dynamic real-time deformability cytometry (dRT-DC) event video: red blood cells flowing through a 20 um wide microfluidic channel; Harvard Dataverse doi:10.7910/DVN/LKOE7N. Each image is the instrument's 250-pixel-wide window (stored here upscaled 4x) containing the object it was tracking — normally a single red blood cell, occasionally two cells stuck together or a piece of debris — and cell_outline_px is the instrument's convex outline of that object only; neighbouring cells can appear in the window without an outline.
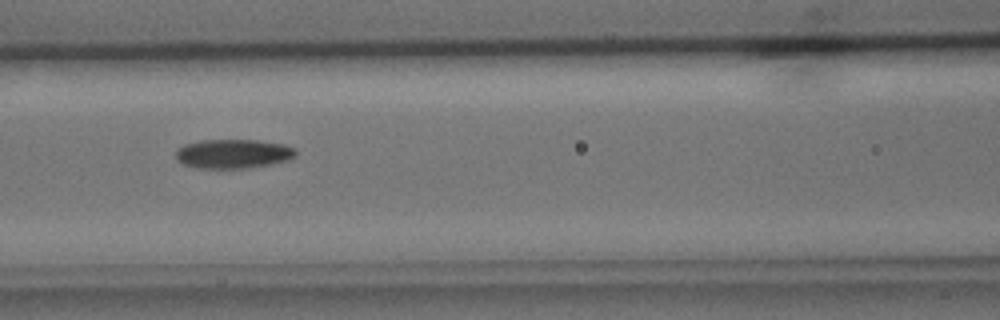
{"species": "common noctule bat (a hibernating species)", "species_latin": "Nyctalus noctula", "temperature_condition": "cold", "stored_images_in_passage": 5, "camera_frame_rate_fps": 3000, "um_per_image_px": 0.085, "animal": {"sex": "male", "body_mass_g": 15.6}, "frame": {"image": 1, "passage_image": 3, "time_ms": 2.333, "image_size_px": [1000, 320], "cell_outline_px": [[296, 156], [288, 160], [272, 164], [248, 168], [196, 168], [184, 164], [176, 160], [176, 152], [184, 144], [200, 140], [256, 140], [284, 144], [296, 148]], "centroid_in_image_um": [19.84, 13.07], "position_along_channel_um": 146.8, "area_um2": 20.52}}
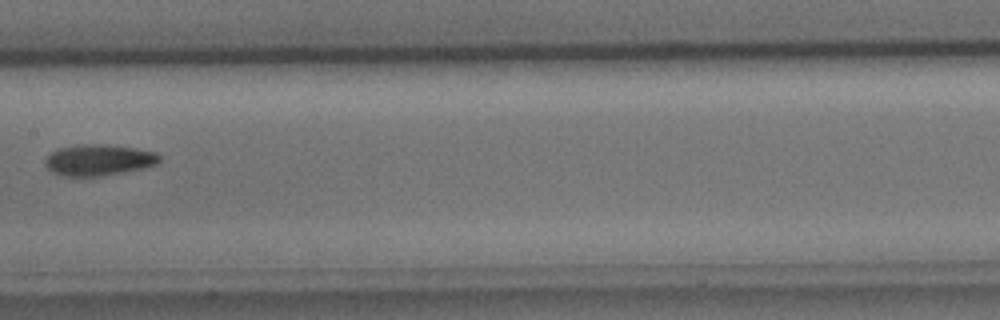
{"frame": {"image": 2, "passage_image": 4, "time_ms": 3.667, "image_size_px": [1000, 320], "cell_outline_px": [[160, 160], [156, 164], [144, 168], [100, 176], [64, 176], [52, 172], [44, 164], [44, 160], [56, 148], [80, 144], [108, 144], [136, 148], [156, 152], [160, 156]], "centroid_in_image_um": [8.38, 13.59], "position_along_channel_um": 199.0, "area_um2": 20.87}}
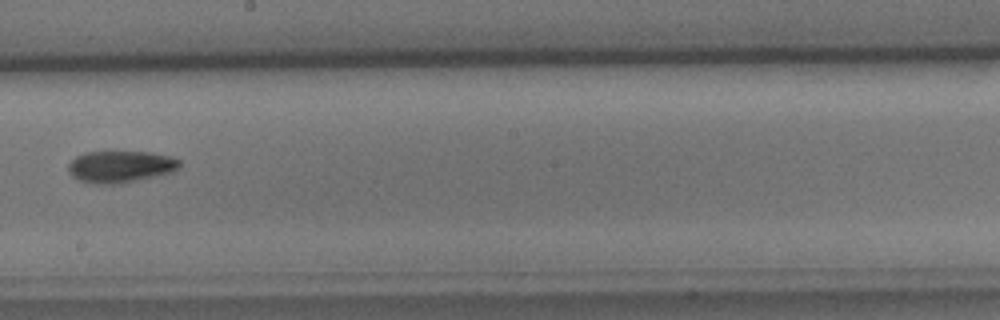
{"frame": {"image": 3, "passage_image": 5, "time_ms": 4.667, "image_size_px": [1000, 320], "cell_outline_px": [[180, 164], [172, 172], [120, 184], [96, 184], [80, 180], [72, 176], [68, 172], [68, 164], [76, 156], [84, 152], [148, 152], [168, 156], [180, 160]], "centroid_in_image_um": [10.19, 14.17], "position_along_channel_um": 238.0, "area_um2": 20.46}}